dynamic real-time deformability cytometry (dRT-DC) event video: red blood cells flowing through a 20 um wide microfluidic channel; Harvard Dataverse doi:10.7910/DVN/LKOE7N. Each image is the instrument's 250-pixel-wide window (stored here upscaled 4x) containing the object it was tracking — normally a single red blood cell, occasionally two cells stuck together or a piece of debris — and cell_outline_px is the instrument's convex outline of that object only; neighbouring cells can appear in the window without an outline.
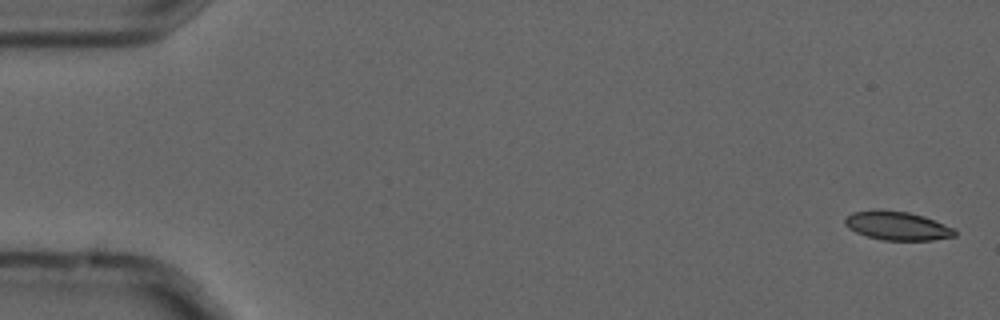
{"species": "common noctule bat (a hibernating species)", "species_latin": "Nyctalus noctula", "temperature_condition": "cold", "stored_images_in_passage": 5, "camera_frame_rate_fps": 3000, "um_per_image_px": 0.085, "animal": {"sex": "male", "forearm_length_mm": 52.5}, "frame": {"image": 1, "passage_image": 1, "time_ms": 0.0, "image_size_px": [1000, 320], "cell_outline_px": [[956, 236], [932, 240], [884, 240], [868, 236], [856, 232], [848, 228], [844, 224], [844, 220], [852, 212], [908, 212], [924, 216], [944, 224], [952, 228], [956, 232]], "centroid_in_image_um": [76.3, 19.23], "position_along_channel_um": 8.7, "area_um2": 17.63}}
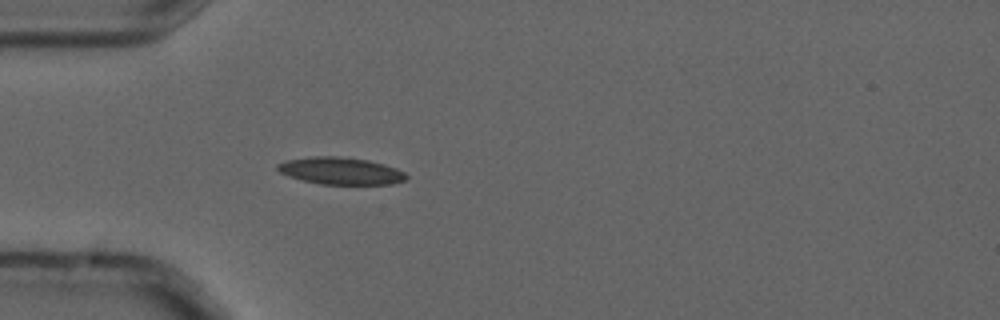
{"frame": {"image": 2, "passage_image": 5, "time_ms": 1.333, "image_size_px": [1000, 320], "cell_outline_px": [[408, 180], [392, 184], [320, 184], [288, 176], [280, 172], [276, 168], [276, 164], [284, 160], [316, 156], [336, 156], [368, 160], [384, 164], [396, 168], [404, 172], [408, 176]], "centroid_in_image_um": [28.97, 14.52], "position_along_channel_um": 56.0, "area_um2": 20.4}}